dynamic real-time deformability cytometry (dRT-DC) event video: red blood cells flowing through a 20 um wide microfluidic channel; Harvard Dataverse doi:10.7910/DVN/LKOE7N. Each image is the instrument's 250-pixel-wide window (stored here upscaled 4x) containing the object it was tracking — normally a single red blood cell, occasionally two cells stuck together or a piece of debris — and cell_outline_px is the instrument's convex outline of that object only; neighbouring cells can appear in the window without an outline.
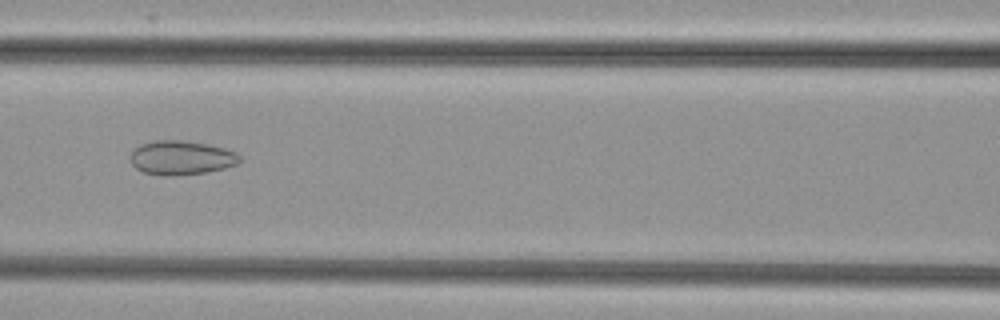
{"species": "common noctule bat (a hibernating species)", "species_latin": "Nyctalus noctula", "temperature_condition": "cold", "stored_images_in_passage": 47, "camera_frame_rate_fps": 3000, "um_per_image_px": 0.085, "animal": {"sex": "female", "body_mass_g": 29.2, "forearm_length_mm": 56.3}, "frame": {"image": 1, "passage_image": 18, "time_ms": 5.667, "image_size_px": [1000, 320], "cell_outline_px": [[240, 160], [236, 164], [224, 168], [204, 172], [176, 176], [164, 176], [144, 172], [136, 168], [132, 164], [128, 156], [140, 144], [156, 140], [180, 140], [208, 144], [224, 148], [236, 152], [240, 156]], "centroid_in_image_um": [15.38, 13.41], "position_along_channel_um": 151.2, "area_um2": 21.73}}
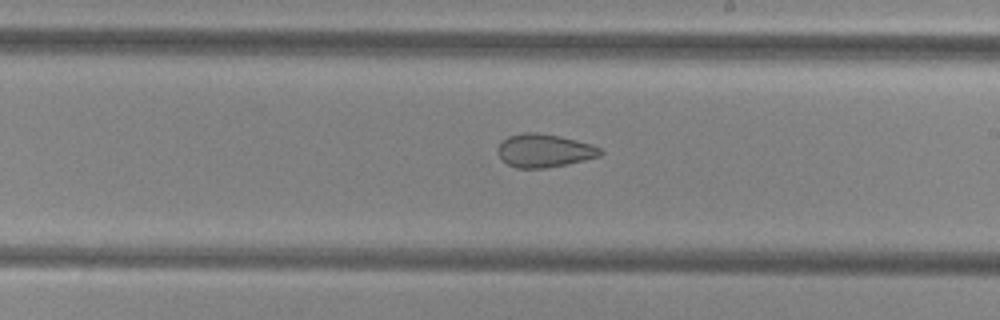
{"frame": {"image": 2, "passage_image": 25, "time_ms": 8.0, "image_size_px": [1000, 320], "cell_outline_px": [[604, 152], [600, 156], [568, 164], [544, 168], [516, 168], [508, 164], [496, 152], [496, 148], [508, 136], [520, 132], [536, 132], [560, 136], [592, 144], [600, 148]], "centroid_in_image_um": [46.26, 12.79], "position_along_channel_um": 242.7, "area_um2": 19.94}}
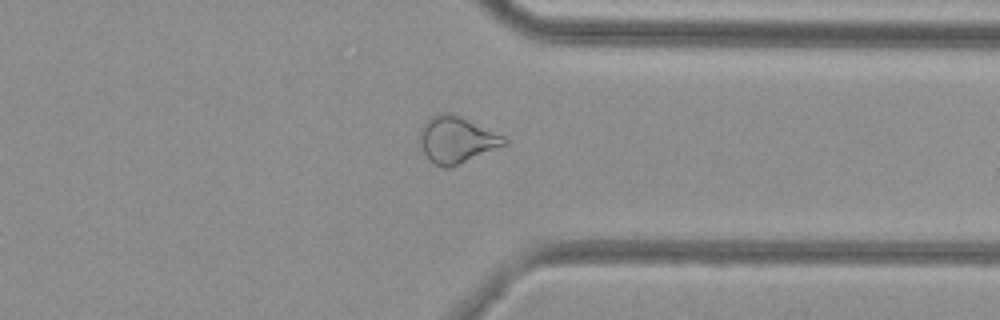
{"frame": {"image": 3, "passage_image": 35, "time_ms": 11.333, "image_size_px": [1000, 320], "cell_outline_px": [[508, 144], [448, 168], [444, 168], [428, 160], [424, 152], [420, 140], [420, 128], [432, 116], [440, 112], [444, 112], [456, 116], [504, 136], [508, 140]], "centroid_in_image_um": [38.8, 11.9], "position_along_channel_um": 372.6, "area_um2": 22.2}}